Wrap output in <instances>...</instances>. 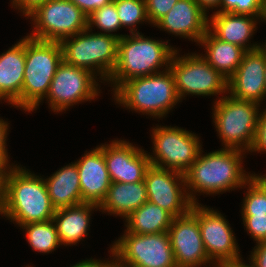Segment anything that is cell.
I'll use <instances>...</instances> for the list:
<instances>
[{"mask_svg":"<svg viewBox=\"0 0 266 267\" xmlns=\"http://www.w3.org/2000/svg\"><path fill=\"white\" fill-rule=\"evenodd\" d=\"M202 153L201 150L184 174L187 195L193 204L199 201L196 193L220 195L236 188H245L244 184L253 176V173L243 169L242 160L246 152L242 150L221 148Z\"/></svg>","mask_w":266,"mask_h":267,"instance_id":"6da1fadb","label":"cell"},{"mask_svg":"<svg viewBox=\"0 0 266 267\" xmlns=\"http://www.w3.org/2000/svg\"><path fill=\"white\" fill-rule=\"evenodd\" d=\"M16 166L5 178V200L0 215L21 226L52 220L55 208L43 177Z\"/></svg>","mask_w":266,"mask_h":267,"instance_id":"7a4b0ae2","label":"cell"},{"mask_svg":"<svg viewBox=\"0 0 266 267\" xmlns=\"http://www.w3.org/2000/svg\"><path fill=\"white\" fill-rule=\"evenodd\" d=\"M176 50L168 40L148 38L141 33L124 35L118 41L117 62L107 82L115 92L130 79L159 73L164 66L168 69Z\"/></svg>","mask_w":266,"mask_h":267,"instance_id":"3957f363","label":"cell"},{"mask_svg":"<svg viewBox=\"0 0 266 267\" xmlns=\"http://www.w3.org/2000/svg\"><path fill=\"white\" fill-rule=\"evenodd\" d=\"M114 101L129 110L153 118L165 117L180 101L170 69L124 82L114 93Z\"/></svg>","mask_w":266,"mask_h":267,"instance_id":"277c9868","label":"cell"},{"mask_svg":"<svg viewBox=\"0 0 266 267\" xmlns=\"http://www.w3.org/2000/svg\"><path fill=\"white\" fill-rule=\"evenodd\" d=\"M63 61L60 42L25 36V69L21 92V111L37 109L46 97L58 66Z\"/></svg>","mask_w":266,"mask_h":267,"instance_id":"5b68a950","label":"cell"},{"mask_svg":"<svg viewBox=\"0 0 266 267\" xmlns=\"http://www.w3.org/2000/svg\"><path fill=\"white\" fill-rule=\"evenodd\" d=\"M213 104V122L223 148L250 152L258 125L260 104L240 100L231 95Z\"/></svg>","mask_w":266,"mask_h":267,"instance_id":"8992f818","label":"cell"},{"mask_svg":"<svg viewBox=\"0 0 266 267\" xmlns=\"http://www.w3.org/2000/svg\"><path fill=\"white\" fill-rule=\"evenodd\" d=\"M118 41L115 35L93 33L87 28L60 42L63 61L100 75L99 79L107 82L117 62Z\"/></svg>","mask_w":266,"mask_h":267,"instance_id":"52a82bcc","label":"cell"},{"mask_svg":"<svg viewBox=\"0 0 266 267\" xmlns=\"http://www.w3.org/2000/svg\"><path fill=\"white\" fill-rule=\"evenodd\" d=\"M110 247V255L126 267H177L168 232L134 234L125 229Z\"/></svg>","mask_w":266,"mask_h":267,"instance_id":"ba28073f","label":"cell"},{"mask_svg":"<svg viewBox=\"0 0 266 267\" xmlns=\"http://www.w3.org/2000/svg\"><path fill=\"white\" fill-rule=\"evenodd\" d=\"M153 155L148 153L151 165L185 174L202 149L199 137L177 126L152 127Z\"/></svg>","mask_w":266,"mask_h":267,"instance_id":"9c48e42d","label":"cell"},{"mask_svg":"<svg viewBox=\"0 0 266 267\" xmlns=\"http://www.w3.org/2000/svg\"><path fill=\"white\" fill-rule=\"evenodd\" d=\"M34 29L27 36L42 40L61 42L87 29V16L69 0H47L27 16Z\"/></svg>","mask_w":266,"mask_h":267,"instance_id":"30bf717a","label":"cell"},{"mask_svg":"<svg viewBox=\"0 0 266 267\" xmlns=\"http://www.w3.org/2000/svg\"><path fill=\"white\" fill-rule=\"evenodd\" d=\"M178 53L179 50H176L172 56L169 69L174 76L180 101L190 94L205 97L228 93V80L199 53H188L184 56Z\"/></svg>","mask_w":266,"mask_h":267,"instance_id":"8fae6325","label":"cell"},{"mask_svg":"<svg viewBox=\"0 0 266 267\" xmlns=\"http://www.w3.org/2000/svg\"><path fill=\"white\" fill-rule=\"evenodd\" d=\"M96 79L99 78L89 70L62 61L45 97L49 108L59 113L74 104L96 99L100 94L99 80L96 82Z\"/></svg>","mask_w":266,"mask_h":267,"instance_id":"7c38bea8","label":"cell"},{"mask_svg":"<svg viewBox=\"0 0 266 267\" xmlns=\"http://www.w3.org/2000/svg\"><path fill=\"white\" fill-rule=\"evenodd\" d=\"M205 206L201 203L193 204L190 212L198 220L208 258L218 265L243 260L229 221L220 211Z\"/></svg>","mask_w":266,"mask_h":267,"instance_id":"4fadbf2b","label":"cell"},{"mask_svg":"<svg viewBox=\"0 0 266 267\" xmlns=\"http://www.w3.org/2000/svg\"><path fill=\"white\" fill-rule=\"evenodd\" d=\"M144 181L149 202L159 205L174 218L190 211L193 203L187 195L183 173L151 165Z\"/></svg>","mask_w":266,"mask_h":267,"instance_id":"5bb4252c","label":"cell"},{"mask_svg":"<svg viewBox=\"0 0 266 267\" xmlns=\"http://www.w3.org/2000/svg\"><path fill=\"white\" fill-rule=\"evenodd\" d=\"M168 234L177 267L215 265L205 251L198 220L190 211L173 219Z\"/></svg>","mask_w":266,"mask_h":267,"instance_id":"9a60e30c","label":"cell"},{"mask_svg":"<svg viewBox=\"0 0 266 267\" xmlns=\"http://www.w3.org/2000/svg\"><path fill=\"white\" fill-rule=\"evenodd\" d=\"M103 154L111 182L143 181L151 166L148 153L126 140L115 139L103 144Z\"/></svg>","mask_w":266,"mask_h":267,"instance_id":"2e32d148","label":"cell"},{"mask_svg":"<svg viewBox=\"0 0 266 267\" xmlns=\"http://www.w3.org/2000/svg\"><path fill=\"white\" fill-rule=\"evenodd\" d=\"M266 57L259 50L247 51L228 80V94L240 100L262 104L266 99Z\"/></svg>","mask_w":266,"mask_h":267,"instance_id":"e0dca14e","label":"cell"},{"mask_svg":"<svg viewBox=\"0 0 266 267\" xmlns=\"http://www.w3.org/2000/svg\"><path fill=\"white\" fill-rule=\"evenodd\" d=\"M208 17L195 0H178L153 27L198 44L208 30Z\"/></svg>","mask_w":266,"mask_h":267,"instance_id":"ac0fdd59","label":"cell"},{"mask_svg":"<svg viewBox=\"0 0 266 267\" xmlns=\"http://www.w3.org/2000/svg\"><path fill=\"white\" fill-rule=\"evenodd\" d=\"M75 163L80 178L82 201L100 206L112 183L104 159L103 144L90 152L86 151Z\"/></svg>","mask_w":266,"mask_h":267,"instance_id":"d6986e66","label":"cell"},{"mask_svg":"<svg viewBox=\"0 0 266 267\" xmlns=\"http://www.w3.org/2000/svg\"><path fill=\"white\" fill-rule=\"evenodd\" d=\"M208 18V30L218 39L252 51L259 48V43L249 44L257 29L258 17L246 14L214 12ZM248 43V44H247Z\"/></svg>","mask_w":266,"mask_h":267,"instance_id":"ffe728a7","label":"cell"},{"mask_svg":"<svg viewBox=\"0 0 266 267\" xmlns=\"http://www.w3.org/2000/svg\"><path fill=\"white\" fill-rule=\"evenodd\" d=\"M25 69V37L0 54V101L21 109Z\"/></svg>","mask_w":266,"mask_h":267,"instance_id":"44dd1931","label":"cell"},{"mask_svg":"<svg viewBox=\"0 0 266 267\" xmlns=\"http://www.w3.org/2000/svg\"><path fill=\"white\" fill-rule=\"evenodd\" d=\"M99 206L93 203H81L75 206L56 210L52 218L61 245H77L88 236L90 216Z\"/></svg>","mask_w":266,"mask_h":267,"instance_id":"7402d4cb","label":"cell"},{"mask_svg":"<svg viewBox=\"0 0 266 267\" xmlns=\"http://www.w3.org/2000/svg\"><path fill=\"white\" fill-rule=\"evenodd\" d=\"M148 201L145 181L134 183L112 182L99 211L108 212L124 220L145 202Z\"/></svg>","mask_w":266,"mask_h":267,"instance_id":"603a6c76","label":"cell"},{"mask_svg":"<svg viewBox=\"0 0 266 267\" xmlns=\"http://www.w3.org/2000/svg\"><path fill=\"white\" fill-rule=\"evenodd\" d=\"M44 180L55 210L84 203L81 196L78 168L75 162L61 167Z\"/></svg>","mask_w":266,"mask_h":267,"instance_id":"cb8c5ba5","label":"cell"},{"mask_svg":"<svg viewBox=\"0 0 266 267\" xmlns=\"http://www.w3.org/2000/svg\"><path fill=\"white\" fill-rule=\"evenodd\" d=\"M198 44L206 50L201 56L227 80L236 72L247 52L240 46L216 38L209 30Z\"/></svg>","mask_w":266,"mask_h":267,"instance_id":"d4e9b609","label":"cell"},{"mask_svg":"<svg viewBox=\"0 0 266 267\" xmlns=\"http://www.w3.org/2000/svg\"><path fill=\"white\" fill-rule=\"evenodd\" d=\"M173 219L168 211L147 201L125 219V227L134 234L164 233L168 232Z\"/></svg>","mask_w":266,"mask_h":267,"instance_id":"484cf974","label":"cell"},{"mask_svg":"<svg viewBox=\"0 0 266 267\" xmlns=\"http://www.w3.org/2000/svg\"><path fill=\"white\" fill-rule=\"evenodd\" d=\"M25 231L29 245L36 252L52 253L61 243L53 220L44 222H32L21 225Z\"/></svg>","mask_w":266,"mask_h":267,"instance_id":"4316f807","label":"cell"},{"mask_svg":"<svg viewBox=\"0 0 266 267\" xmlns=\"http://www.w3.org/2000/svg\"><path fill=\"white\" fill-rule=\"evenodd\" d=\"M247 191L242 202L241 215L266 214V176L253 174L244 184Z\"/></svg>","mask_w":266,"mask_h":267,"instance_id":"83f0119b","label":"cell"},{"mask_svg":"<svg viewBox=\"0 0 266 267\" xmlns=\"http://www.w3.org/2000/svg\"><path fill=\"white\" fill-rule=\"evenodd\" d=\"M121 27L130 29V34L139 33L136 25L148 22L145 0H113Z\"/></svg>","mask_w":266,"mask_h":267,"instance_id":"f1b7e54d","label":"cell"},{"mask_svg":"<svg viewBox=\"0 0 266 267\" xmlns=\"http://www.w3.org/2000/svg\"><path fill=\"white\" fill-rule=\"evenodd\" d=\"M94 26L100 29V34L115 35L119 39L124 36L123 34L119 35L117 33H113L122 28L114 1L103 6L101 9L94 11L87 17L88 29L92 31V27L94 28Z\"/></svg>","mask_w":266,"mask_h":267,"instance_id":"f546056e","label":"cell"},{"mask_svg":"<svg viewBox=\"0 0 266 267\" xmlns=\"http://www.w3.org/2000/svg\"><path fill=\"white\" fill-rule=\"evenodd\" d=\"M264 4L265 0H222L216 12L252 15L262 21Z\"/></svg>","mask_w":266,"mask_h":267,"instance_id":"4dcf8cb0","label":"cell"},{"mask_svg":"<svg viewBox=\"0 0 266 267\" xmlns=\"http://www.w3.org/2000/svg\"><path fill=\"white\" fill-rule=\"evenodd\" d=\"M245 230L256 243L266 242V214L242 215Z\"/></svg>","mask_w":266,"mask_h":267,"instance_id":"1f68e13d","label":"cell"},{"mask_svg":"<svg viewBox=\"0 0 266 267\" xmlns=\"http://www.w3.org/2000/svg\"><path fill=\"white\" fill-rule=\"evenodd\" d=\"M178 0H145L149 24L155 25L176 4Z\"/></svg>","mask_w":266,"mask_h":267,"instance_id":"d6a6232c","label":"cell"},{"mask_svg":"<svg viewBox=\"0 0 266 267\" xmlns=\"http://www.w3.org/2000/svg\"><path fill=\"white\" fill-rule=\"evenodd\" d=\"M260 112L255 139L250 152L266 153V109Z\"/></svg>","mask_w":266,"mask_h":267,"instance_id":"836d02e7","label":"cell"},{"mask_svg":"<svg viewBox=\"0 0 266 267\" xmlns=\"http://www.w3.org/2000/svg\"><path fill=\"white\" fill-rule=\"evenodd\" d=\"M73 2L87 17L113 0H69Z\"/></svg>","mask_w":266,"mask_h":267,"instance_id":"e575fe53","label":"cell"},{"mask_svg":"<svg viewBox=\"0 0 266 267\" xmlns=\"http://www.w3.org/2000/svg\"><path fill=\"white\" fill-rule=\"evenodd\" d=\"M249 260L253 267H266V242L256 244L251 251Z\"/></svg>","mask_w":266,"mask_h":267,"instance_id":"d590c367","label":"cell"},{"mask_svg":"<svg viewBox=\"0 0 266 267\" xmlns=\"http://www.w3.org/2000/svg\"><path fill=\"white\" fill-rule=\"evenodd\" d=\"M47 0H11L12 8L20 10V12L26 17L37 6L43 4Z\"/></svg>","mask_w":266,"mask_h":267,"instance_id":"8d00e7d4","label":"cell"},{"mask_svg":"<svg viewBox=\"0 0 266 267\" xmlns=\"http://www.w3.org/2000/svg\"><path fill=\"white\" fill-rule=\"evenodd\" d=\"M7 147H0V172L7 176L16 166L10 165Z\"/></svg>","mask_w":266,"mask_h":267,"instance_id":"74e56055","label":"cell"},{"mask_svg":"<svg viewBox=\"0 0 266 267\" xmlns=\"http://www.w3.org/2000/svg\"><path fill=\"white\" fill-rule=\"evenodd\" d=\"M8 121H4L2 118H0V147H7L6 141H7V135L9 125Z\"/></svg>","mask_w":266,"mask_h":267,"instance_id":"f35d334b","label":"cell"},{"mask_svg":"<svg viewBox=\"0 0 266 267\" xmlns=\"http://www.w3.org/2000/svg\"><path fill=\"white\" fill-rule=\"evenodd\" d=\"M198 5L207 13L209 12L210 8L214 9L220 6L222 0H195ZM208 10V11H207Z\"/></svg>","mask_w":266,"mask_h":267,"instance_id":"ab89813d","label":"cell"},{"mask_svg":"<svg viewBox=\"0 0 266 267\" xmlns=\"http://www.w3.org/2000/svg\"><path fill=\"white\" fill-rule=\"evenodd\" d=\"M70 267H99V260L90 258L82 260L81 262H78L73 266L70 265Z\"/></svg>","mask_w":266,"mask_h":267,"instance_id":"60d3db41","label":"cell"},{"mask_svg":"<svg viewBox=\"0 0 266 267\" xmlns=\"http://www.w3.org/2000/svg\"><path fill=\"white\" fill-rule=\"evenodd\" d=\"M5 178L6 176L2 172H0V212L5 200Z\"/></svg>","mask_w":266,"mask_h":267,"instance_id":"b9f144b4","label":"cell"},{"mask_svg":"<svg viewBox=\"0 0 266 267\" xmlns=\"http://www.w3.org/2000/svg\"><path fill=\"white\" fill-rule=\"evenodd\" d=\"M113 260H99V267H126L120 264L114 257Z\"/></svg>","mask_w":266,"mask_h":267,"instance_id":"7bdbcfd3","label":"cell"},{"mask_svg":"<svg viewBox=\"0 0 266 267\" xmlns=\"http://www.w3.org/2000/svg\"><path fill=\"white\" fill-rule=\"evenodd\" d=\"M227 267H253L251 264H246L243 260L225 264Z\"/></svg>","mask_w":266,"mask_h":267,"instance_id":"ee69618b","label":"cell"},{"mask_svg":"<svg viewBox=\"0 0 266 267\" xmlns=\"http://www.w3.org/2000/svg\"><path fill=\"white\" fill-rule=\"evenodd\" d=\"M266 41V40H265ZM265 43V44H264ZM263 44L259 45V50L265 55L266 57V42H264Z\"/></svg>","mask_w":266,"mask_h":267,"instance_id":"f6af8a7d","label":"cell"},{"mask_svg":"<svg viewBox=\"0 0 266 267\" xmlns=\"http://www.w3.org/2000/svg\"><path fill=\"white\" fill-rule=\"evenodd\" d=\"M264 21L266 23V0H265V4H264V16H263L262 22H264Z\"/></svg>","mask_w":266,"mask_h":267,"instance_id":"bcb514c9","label":"cell"},{"mask_svg":"<svg viewBox=\"0 0 266 267\" xmlns=\"http://www.w3.org/2000/svg\"><path fill=\"white\" fill-rule=\"evenodd\" d=\"M227 267L226 265H218V264H215V265H211L210 267Z\"/></svg>","mask_w":266,"mask_h":267,"instance_id":"7dc6e473","label":"cell"}]
</instances>
